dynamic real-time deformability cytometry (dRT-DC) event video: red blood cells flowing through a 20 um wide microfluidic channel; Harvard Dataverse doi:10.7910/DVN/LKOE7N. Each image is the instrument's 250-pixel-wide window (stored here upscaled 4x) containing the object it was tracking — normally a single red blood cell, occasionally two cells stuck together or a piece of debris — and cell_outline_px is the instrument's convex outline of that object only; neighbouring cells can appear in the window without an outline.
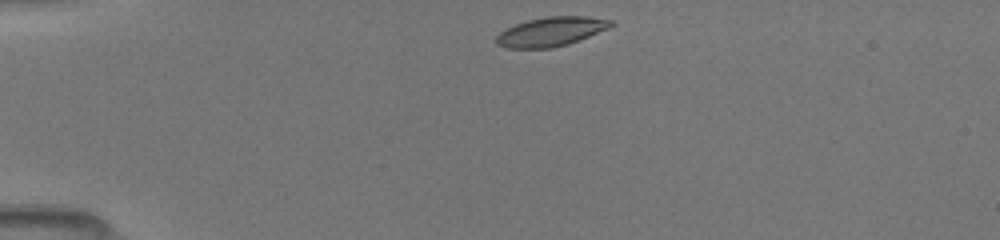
{"species": "common noctule bat (a hibernating species)", "species_latin": "Nyctalus noctula", "temperature_condition": "room temperature", "stored_images_in_passage": 6, "camera_frame_rate_fps": 3000, "um_per_image_px": 0.085, "animal": {"sex": "female", "body_mass_g": 19.5, "forearm_length_mm": 54.1}, "frame": {"image": 1, "passage_image": 1, "time_ms": 0.0, "image_size_px": [1000, 240], "cell_outline_px": [[616, 24], [608, 28], [580, 40], [568, 44], [552, 48], [508, 48], [496, 44], [496, 36], [504, 28], [528, 20], [548, 16], [588, 16], [612, 20]], "centroid_in_image_um": [46.84, 2.68], "position_along_channel_um": 38.2, "area_um2": 19.59}}